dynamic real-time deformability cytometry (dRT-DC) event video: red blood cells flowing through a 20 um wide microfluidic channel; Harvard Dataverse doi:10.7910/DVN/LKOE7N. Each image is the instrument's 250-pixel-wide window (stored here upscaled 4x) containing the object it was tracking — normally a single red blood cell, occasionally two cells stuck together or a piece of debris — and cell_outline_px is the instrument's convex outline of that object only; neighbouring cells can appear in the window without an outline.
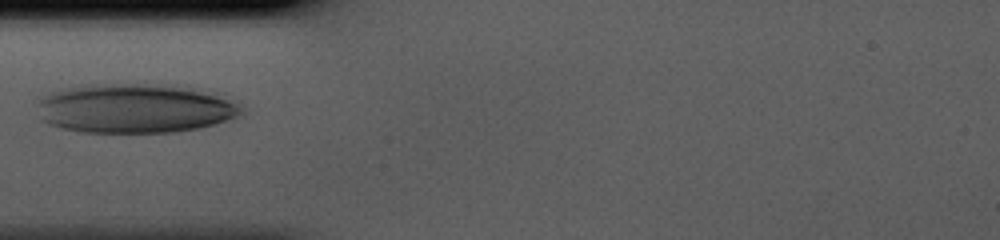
{"species": "human", "species_latin": "Homo sapiens", "temperature_condition": "cold", "stored_images_in_passage": 27, "camera_frame_rate_fps": 3000, "um_per_image_px": 0.085, "donor": {"sex": "male"}, "frame": {"image": 1, "passage_image": 1, "time_ms": 0.0, "image_size_px": [1000, 240], "cell_outline_px": [[244, 112], [228, 120], [216, 124], [200, 128], [172, 132], [80, 132], [60, 128], [48, 124], [44, 120], [36, 104], [36, 100], [60, 88], [88, 84], [144, 84], [192, 88], [228, 100], [236, 104]], "centroid_in_image_um": [11.36, 9.22], "position_along_channel_um": 73.6, "area_um2": 58.2}}
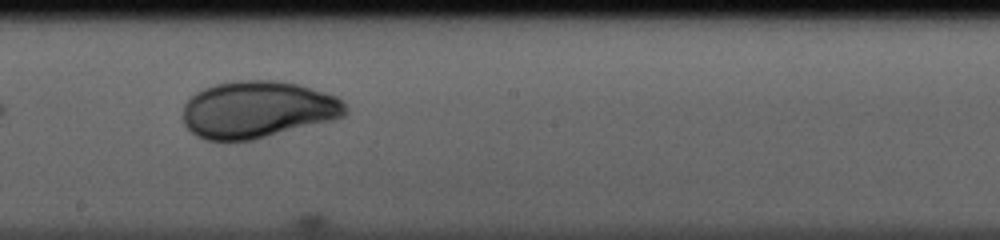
{"frame": {"image": 2, "passage_image": 12, "time_ms": 3.667, "image_size_px": [1000, 240], "cell_outline_px": [[348, 112], [344, 116], [332, 120], [252, 140], [204, 140], [196, 136], [184, 124], [184, 104], [196, 92], [204, 88], [216, 84], [236, 80], [280, 80], [300, 84], [336, 96], [348, 108]], "centroid_in_image_um": [21.9, 9.3], "position_along_channel_um": 226.3, "area_um2": 53.93}}
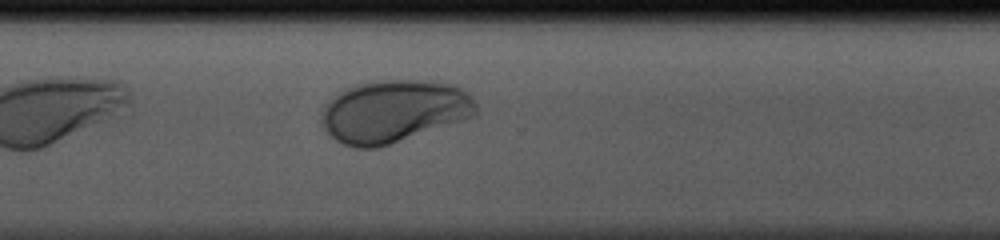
{"frame": {"image": 3, "passage_image": 20, "time_ms": 6.333, "image_size_px": [1000, 240], "cell_outline_px": [[476, 116], [376, 148], [356, 148], [344, 144], [336, 140], [324, 128], [320, 112], [320, 108], [340, 92], [372, 80], [436, 80], [456, 84], [468, 92], [472, 96], [476, 104]], "centroid_in_image_um": [33.51, 9.43], "position_along_channel_um": 337.1, "area_um2": 56.3}}